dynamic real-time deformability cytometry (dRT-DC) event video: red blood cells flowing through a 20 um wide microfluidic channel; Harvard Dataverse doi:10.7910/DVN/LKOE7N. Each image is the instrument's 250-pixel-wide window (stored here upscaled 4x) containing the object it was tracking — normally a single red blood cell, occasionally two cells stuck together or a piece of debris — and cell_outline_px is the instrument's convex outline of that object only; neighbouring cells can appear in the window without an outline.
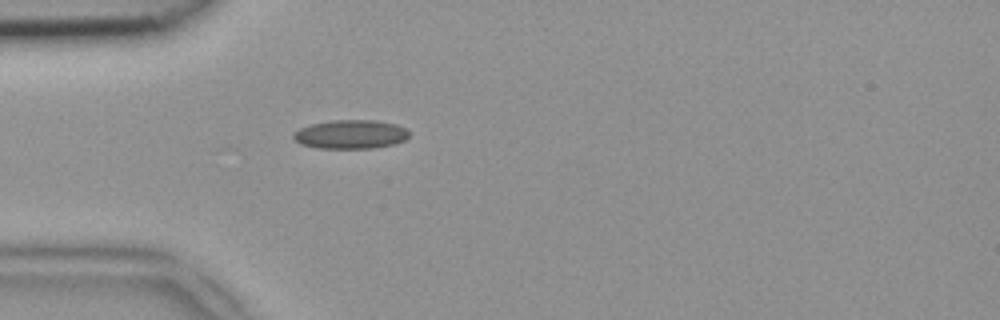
{"species": "common noctule bat (a hibernating species)", "species_latin": "Nyctalus noctula", "temperature_condition": "room temperature", "stored_images_in_passage": 33, "camera_frame_rate_fps": 3000, "um_per_image_px": 0.085, "animal": {"sex": "female", "body_mass_g": 18.4}, "frame": {"image": 1, "passage_image": 1, "time_ms": 0.0, "image_size_px": [1000, 320], "cell_outline_px": [[408, 136], [404, 140], [392, 144], [372, 148], [316, 148], [300, 144], [292, 136], [300, 128], [312, 124], [332, 120], [376, 120], [396, 124], [404, 128], [408, 132]], "centroid_in_image_um": [29.79, 11.41], "position_along_channel_um": 55.2, "area_um2": 19.25}}
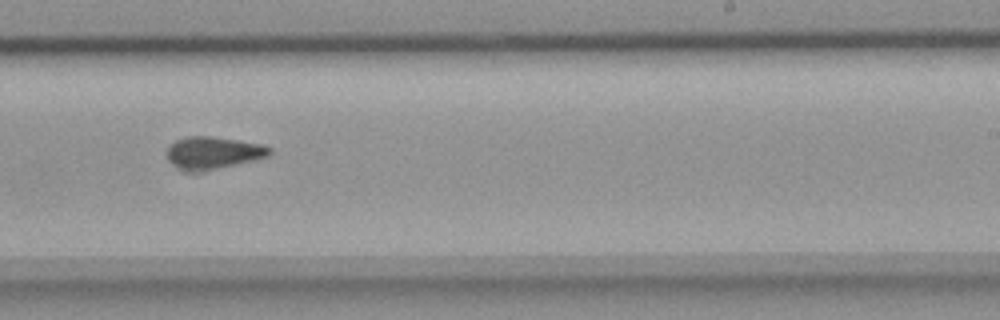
{"frame": {"image": 2, "passage_image": 17, "time_ms": 5.333, "image_size_px": [1000, 320], "cell_outline_px": [[272, 152], [268, 156], [204, 172], [184, 172], [176, 168], [168, 160], [168, 144], [176, 140], [188, 136], [212, 136], [264, 144], [272, 148]], "centroid_in_image_um": [18.09, 13.0], "position_along_channel_um": 270.9, "area_um2": 19.65}}
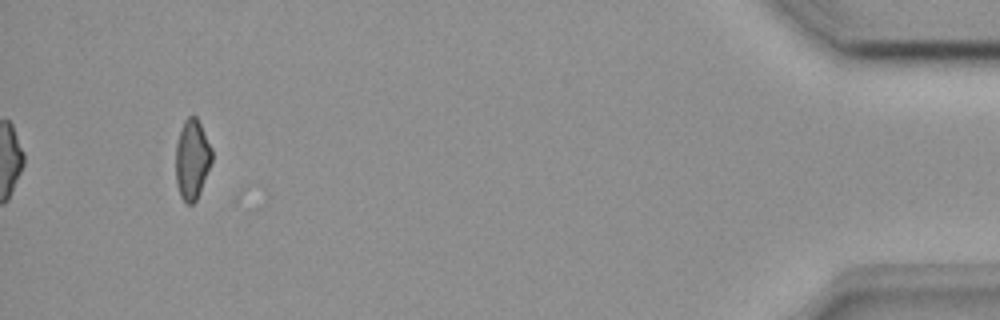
{"frame": {"image": 3, "passage_image": 33, "time_ms": 10.667, "image_size_px": [1000, 320], "cell_outline_px": [[212, 160], [200, 192], [196, 200], [192, 204], [188, 204], [180, 196], [176, 184], [176, 144], [184, 120], [188, 116], [196, 116], [212, 148]], "centroid_in_image_um": [16.32, 13.55], "position_along_channel_um": 418.9, "area_um2": 16.7}}